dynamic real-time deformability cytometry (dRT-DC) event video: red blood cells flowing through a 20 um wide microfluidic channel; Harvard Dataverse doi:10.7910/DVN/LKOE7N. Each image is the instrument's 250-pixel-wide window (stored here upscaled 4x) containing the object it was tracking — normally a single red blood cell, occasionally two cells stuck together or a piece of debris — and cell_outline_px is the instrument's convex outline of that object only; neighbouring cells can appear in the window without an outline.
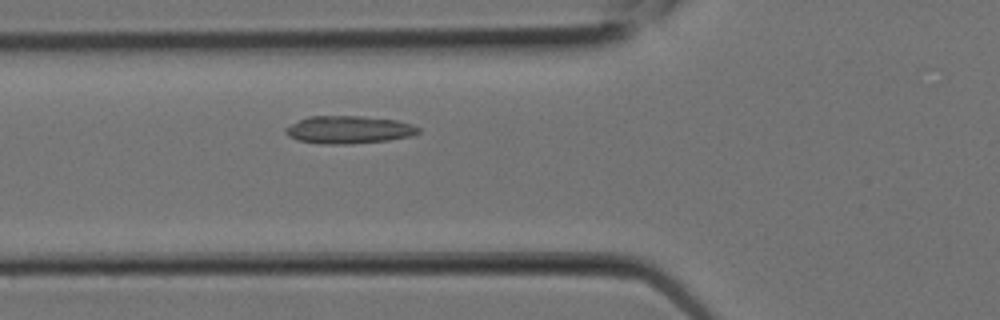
{"species": "Egyptian fruit bat (a non-hibernating species)", "species_latin": "Rousettus aegyptiacus", "temperature_condition": "room temperature", "stored_images_in_passage": 6, "camera_frame_rate_fps": 3000, "um_per_image_px": 0.085, "animal": {"sex": "female"}, "frame": {"image": 1, "passage_image": 6, "time_ms": 1.667, "image_size_px": [1000, 320], "cell_outline_px": [[420, 132], [412, 136], [388, 140], [352, 144], [324, 144], [296, 140], [288, 136], [284, 132], [284, 128], [308, 116], [360, 116], [396, 120], [412, 124], [420, 128]], "centroid_in_image_um": [29.64, 11.03], "position_along_channel_um": 96.2, "area_um2": 21.5}}